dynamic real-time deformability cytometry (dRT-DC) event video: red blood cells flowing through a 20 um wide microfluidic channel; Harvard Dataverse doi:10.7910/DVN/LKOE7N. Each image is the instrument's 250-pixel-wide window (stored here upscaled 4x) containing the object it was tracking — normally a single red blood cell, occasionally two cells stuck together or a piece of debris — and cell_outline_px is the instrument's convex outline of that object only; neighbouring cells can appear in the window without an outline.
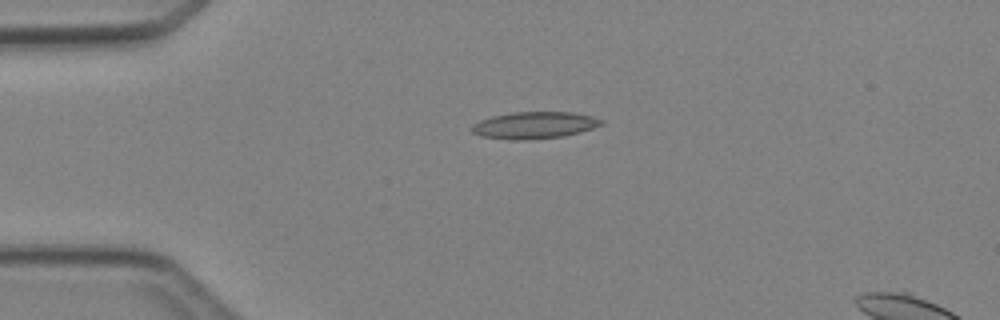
{"species": "Egyptian fruit bat (a non-hibernating species)", "species_latin": "Rousettus aegyptiacus", "temperature_condition": "cold", "stored_images_in_passage": 2, "camera_frame_rate_fps": 3000, "um_per_image_px": 0.085, "animal": {"sex": "female"}, "frame": {"image": 1, "passage_image": 2, "time_ms": 1.333, "image_size_px": [1000, 320], "cell_outline_px": [[604, 124], [580, 132], [564, 136], [524, 140], [512, 140], [480, 136], [472, 132], [472, 124], [480, 120], [492, 116], [512, 112], [572, 112], [592, 116], [604, 120]], "centroid_in_image_um": [45.42, 10.64], "position_along_channel_um": 39.6, "area_um2": 20.35}}